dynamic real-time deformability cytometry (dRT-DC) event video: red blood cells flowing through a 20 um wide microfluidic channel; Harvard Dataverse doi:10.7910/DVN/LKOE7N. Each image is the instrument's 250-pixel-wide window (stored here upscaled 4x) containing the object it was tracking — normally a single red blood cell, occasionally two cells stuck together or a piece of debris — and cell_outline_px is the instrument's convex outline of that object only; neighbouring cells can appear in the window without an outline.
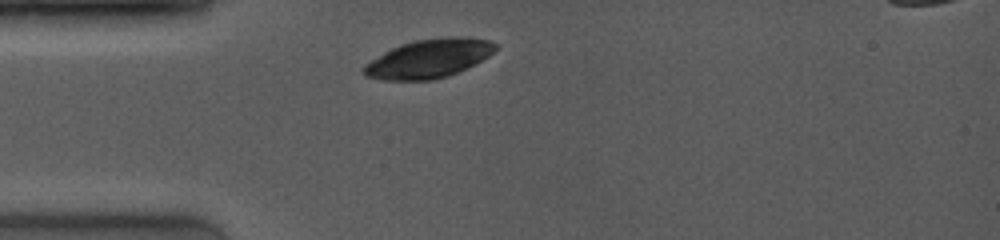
{"species": "common noctule bat (a hibernating species)", "species_latin": "Nyctalus noctula", "temperature_condition": "room temperature", "stored_images_in_passage": 4, "camera_frame_rate_fps": 4000, "um_per_image_px": 0.085, "animal": {"sex": "female", "body_mass_g": 19.0, "forearm_length_mm": 53.3}, "frame": {"image": 1, "passage_image": 1, "time_ms": 0.0, "image_size_px": [1000, 240], "cell_outline_px": [[500, 48], [488, 56], [448, 76], [432, 80], [380, 80], [364, 76], [360, 68], [364, 64], [384, 52], [400, 44], [416, 40], [448, 36], [464, 36], [488, 40], [500, 44]], "centroid_in_image_um": [36.43, 4.97], "position_along_channel_um": 48.6, "area_um2": 29.88}}